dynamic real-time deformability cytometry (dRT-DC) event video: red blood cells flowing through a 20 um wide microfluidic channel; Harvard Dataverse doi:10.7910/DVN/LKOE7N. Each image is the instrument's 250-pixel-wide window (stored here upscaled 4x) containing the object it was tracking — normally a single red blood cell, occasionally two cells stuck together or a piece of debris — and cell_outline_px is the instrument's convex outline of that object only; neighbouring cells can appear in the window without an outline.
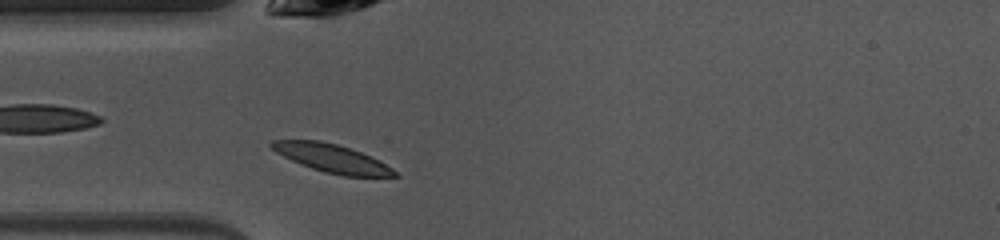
{"species": "common noctule bat (a hibernating species)", "species_latin": "Nyctalus noctula", "temperature_condition": "warm", "stored_images_in_passage": 38, "camera_frame_rate_fps": 3000, "um_per_image_px": 0.085, "animal": {"sex": "female", "body_mass_g": 10.0, "forearm_length_mm": 53.1}, "frame": {"image": 1, "passage_image": 2, "time_ms": 0.333, "image_size_px": [1000, 240], "cell_outline_px": [[400, 176], [344, 176], [324, 172], [300, 164], [276, 152], [268, 144], [272, 140], [320, 140], [336, 144], [372, 156], [392, 168]], "centroid_in_image_um": [28.2, 13.45], "position_along_channel_um": 56.8, "area_um2": 20.0}}
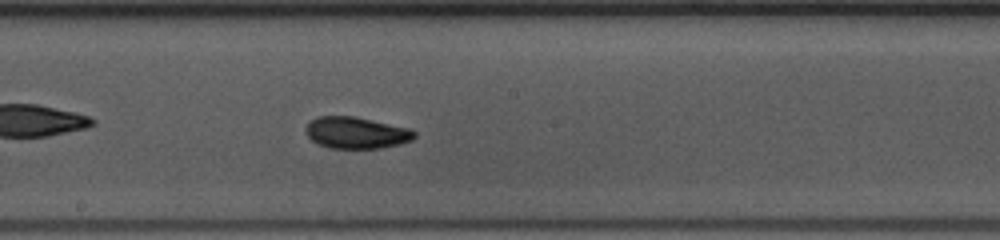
{"frame": {"image": 2, "passage_image": 14, "time_ms": 4.333, "image_size_px": [1000, 240], "cell_outline_px": [[416, 136], [412, 140], [400, 144], [380, 148], [328, 148], [316, 144], [308, 136], [304, 128], [316, 116], [352, 116], [412, 128], [416, 132]], "centroid_in_image_um": [30.29, 11.28], "position_along_channel_um": 217.9, "area_um2": 20.17}}
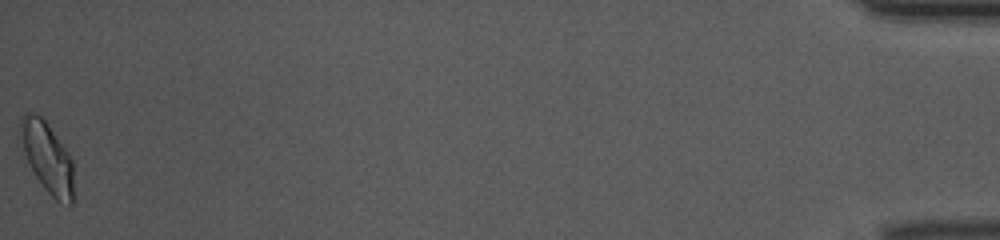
{"frame": {"image": 3, "passage_image": 38, "time_ms": 12.333, "image_size_px": [1000, 240], "cell_outline_px": [[72, 204], [68, 208], [60, 204], [44, 188], [36, 176], [16, 136], [20, 116], [28, 112], [32, 112], [40, 116], [48, 124], [72, 160]], "centroid_in_image_um": [3.96, 13.35], "position_along_channel_um": 431.2, "area_um2": 21.96}, "authors_computed_cell_mechanics": {"area_um2": 19.9988, "velocity_mm_per_s": 4.0261, "shape_relaxation_time_tau1_ms": 2.9759, "shape_relaxation_time_tau2_ms": 1.6931, "deformation_change_tau1": 0.1126, "deformation_change_tau2": 0.062}}